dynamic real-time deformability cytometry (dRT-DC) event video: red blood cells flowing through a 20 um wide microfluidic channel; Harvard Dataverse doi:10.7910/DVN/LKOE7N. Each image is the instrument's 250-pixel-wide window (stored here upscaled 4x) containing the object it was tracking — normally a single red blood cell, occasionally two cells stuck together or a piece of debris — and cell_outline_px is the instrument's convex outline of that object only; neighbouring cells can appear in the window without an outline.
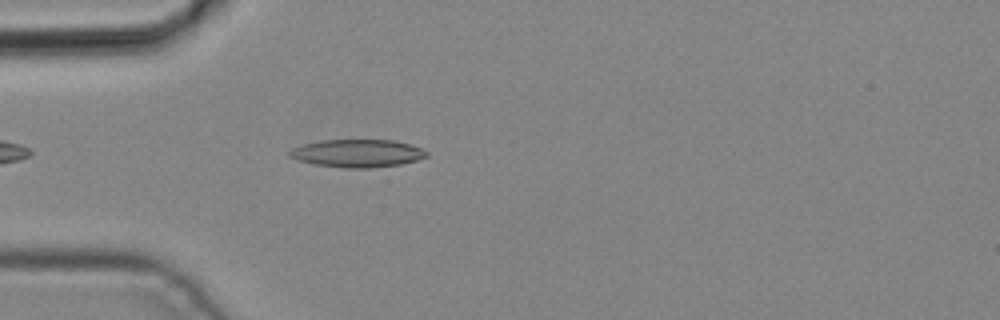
{"species": "common noctule bat (a hibernating species)", "species_latin": "Nyctalus noctula", "temperature_condition": "cold", "stored_images_in_passage": 3, "camera_frame_rate_fps": 3000, "um_per_image_px": 0.085, "animal": {"sex": "male", "body_mass_g": 19.2, "forearm_length_mm": 51.8}, "frame": {"image": 1, "passage_image": 3, "time_ms": 0.667, "image_size_px": [1000, 320], "cell_outline_px": [[428, 156], [416, 160], [400, 164], [368, 168], [344, 168], [316, 164], [300, 160], [288, 156], [288, 152], [292, 148], [304, 144], [320, 140], [392, 140], [408, 144], [420, 148], [428, 152]], "centroid_in_image_um": [30.36, 13.03], "position_along_channel_um": 54.6, "area_um2": 21.96}}